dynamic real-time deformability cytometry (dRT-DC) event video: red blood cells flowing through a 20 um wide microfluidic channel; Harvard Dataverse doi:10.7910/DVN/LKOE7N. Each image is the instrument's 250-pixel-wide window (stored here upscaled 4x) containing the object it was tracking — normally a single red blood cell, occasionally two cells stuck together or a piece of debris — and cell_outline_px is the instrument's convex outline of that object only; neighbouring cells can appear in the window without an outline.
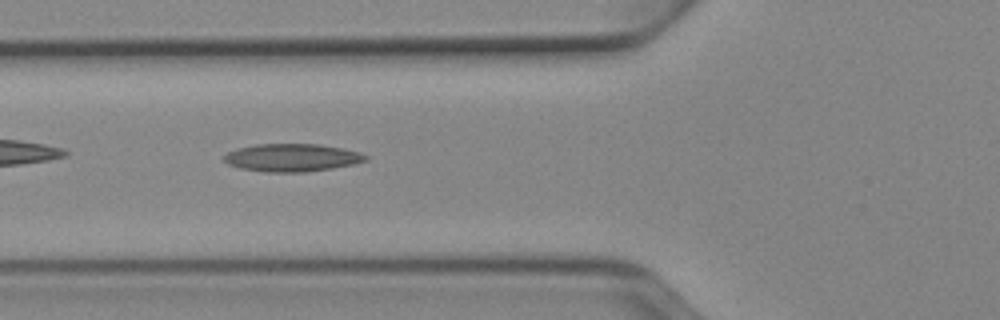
{"species": "Egyptian fruit bat (a non-hibernating species)", "species_latin": "Rousettus aegyptiacus", "temperature_condition": "cold", "stored_images_in_passage": 26, "camera_frame_rate_fps": 3000, "um_per_image_px": 0.085, "animal": {"sex": "female"}, "frame": {"image": 1, "passage_image": 3, "time_ms": 0.667, "image_size_px": [1000, 320], "cell_outline_px": [[368, 160], [352, 164], [332, 168], [304, 172], [264, 172], [240, 168], [228, 164], [224, 160], [224, 156], [228, 152], [236, 148], [256, 144], [320, 144], [344, 148], [360, 152], [368, 156]], "centroid_in_image_um": [24.82, 13.39], "position_along_channel_um": 101.0, "area_um2": 23.0}}
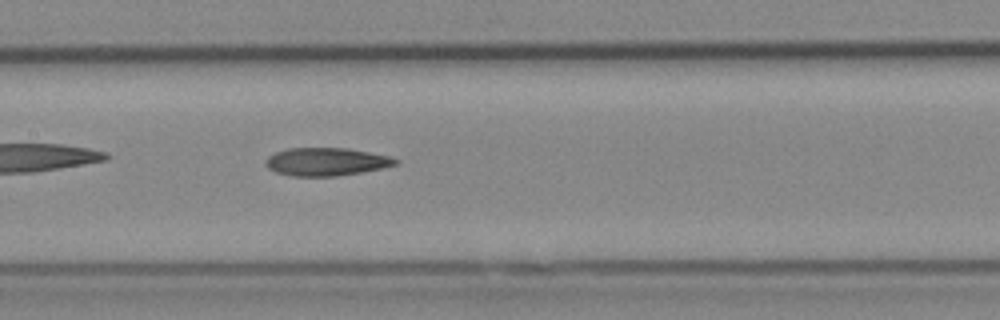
{"frame": {"image": 2, "passage_image": 9, "time_ms": 2.667, "image_size_px": [1000, 320], "cell_outline_px": [[400, 160], [396, 164], [380, 168], [360, 172], [336, 176], [292, 176], [276, 172], [268, 168], [264, 164], [264, 160], [268, 156], [276, 152], [288, 148], [348, 148], [388, 156]], "centroid_in_image_um": [27.67, 13.74], "position_along_channel_um": 179.7, "area_um2": 21.04}}
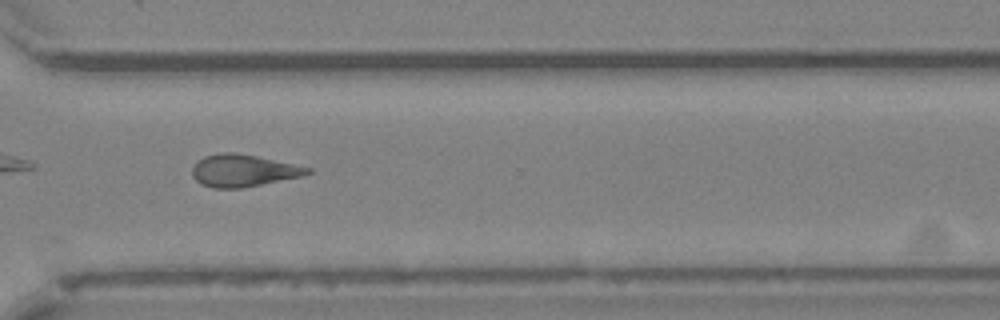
{"frame": {"image": 3, "passage_image": 22, "time_ms": 7.0, "image_size_px": [1000, 320], "cell_outline_px": [[312, 172], [304, 176], [240, 188], [212, 188], [200, 184], [192, 176], [192, 168], [204, 156], [220, 152], [232, 152], [256, 156], [312, 168]], "centroid_in_image_um": [20.67, 14.5], "position_along_channel_um": 349.9, "area_um2": 21.5}}